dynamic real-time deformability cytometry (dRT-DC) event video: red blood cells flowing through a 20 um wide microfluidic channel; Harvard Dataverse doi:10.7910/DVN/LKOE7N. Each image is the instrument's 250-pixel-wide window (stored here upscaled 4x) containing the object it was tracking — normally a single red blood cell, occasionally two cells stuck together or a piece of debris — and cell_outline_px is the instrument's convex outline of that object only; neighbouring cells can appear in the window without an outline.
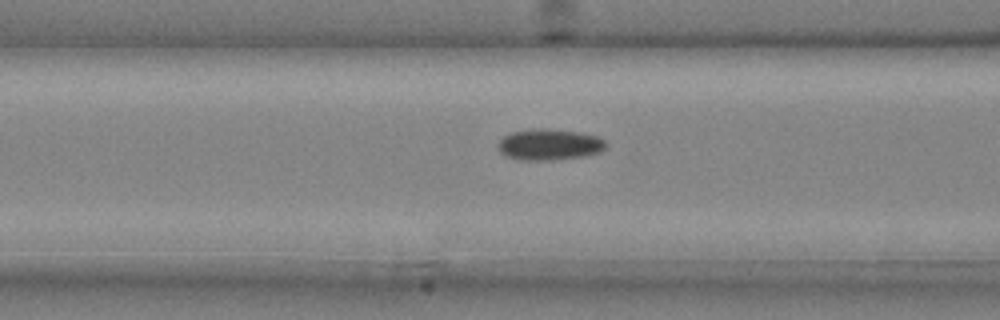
{"species": "common noctule bat (a hibernating species)", "species_latin": "Nyctalus noctula", "temperature_condition": "cold", "stored_images_in_passage": 16, "camera_frame_rate_fps": 3000, "um_per_image_px": 0.085, "animal": {"sex": "male", "body_mass_g": 20.4}, "frame": {"image": 1, "passage_image": 14, "time_ms": 4.333, "image_size_px": [1000, 320], "cell_outline_px": [[608, 144], [600, 152], [584, 156], [552, 160], [520, 160], [504, 156], [500, 152], [496, 144], [504, 136], [512, 132], [536, 128], [540, 128], [580, 132], [596, 136], [604, 140]], "centroid_in_image_um": [46.67, 12.29], "position_along_channel_um": 119.9, "area_um2": 19.65}}